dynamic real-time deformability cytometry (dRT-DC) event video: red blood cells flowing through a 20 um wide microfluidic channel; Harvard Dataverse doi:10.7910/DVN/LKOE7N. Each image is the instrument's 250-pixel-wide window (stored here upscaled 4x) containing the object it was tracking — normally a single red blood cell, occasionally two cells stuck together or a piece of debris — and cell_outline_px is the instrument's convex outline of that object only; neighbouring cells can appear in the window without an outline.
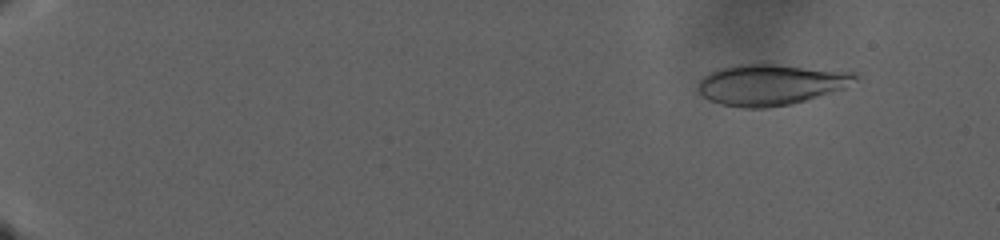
{"species": "human", "species_latin": "Homo sapiens", "temperature_condition": "warm", "stored_images_in_passage": 148, "camera_frame_rate_fps": 3000, "um_per_image_px": 0.085, "donor": {"sex": "male"}, "frame": {"image": 1, "passage_image": 17, "time_ms": 5.333, "image_size_px": [1000, 240], "cell_outline_px": [[860, 72], [856, 80], [844, 88], [792, 104], [764, 108], [744, 108], [720, 104], [708, 100], [696, 88], [700, 80], [704, 76], [720, 68], [732, 64], [764, 60]], "centroid_in_image_um": [65.55, 7.11], "position_along_channel_um": 19.4, "area_um2": 39.13}}
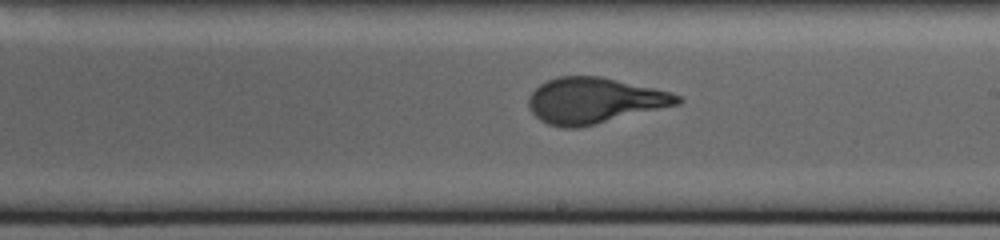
{"frame": {"image": 2, "passage_image": 96, "time_ms": 31.667, "image_size_px": [1000, 240], "cell_outline_px": [[684, 100], [680, 104], [580, 128], [560, 128], [548, 124], [540, 120], [528, 108], [528, 96], [540, 84], [556, 76], [600, 76], [672, 92], [680, 96]], "centroid_in_image_um": [50.51, 8.55], "position_along_channel_um": 238.5, "area_um2": 39.94}}
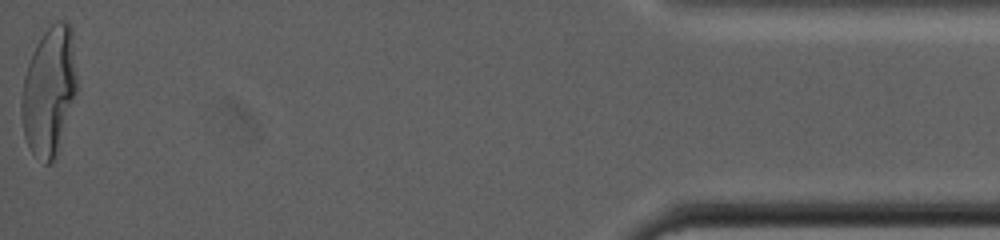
{"frame": {"image": 3, "passage_image": 148, "time_ms": 49.0, "image_size_px": [1000, 240], "cell_outline_px": [[76, 92], [60, 152], [56, 160], [48, 164], [44, 164], [32, 152], [24, 136], [20, 108], [20, 104], [24, 76], [32, 52], [36, 44], [44, 32], [56, 20], [64, 20], [72, 28], [76, 76]], "centroid_in_image_um": [4.18, 7.8], "position_along_channel_um": 431.0, "area_um2": 42.08}}